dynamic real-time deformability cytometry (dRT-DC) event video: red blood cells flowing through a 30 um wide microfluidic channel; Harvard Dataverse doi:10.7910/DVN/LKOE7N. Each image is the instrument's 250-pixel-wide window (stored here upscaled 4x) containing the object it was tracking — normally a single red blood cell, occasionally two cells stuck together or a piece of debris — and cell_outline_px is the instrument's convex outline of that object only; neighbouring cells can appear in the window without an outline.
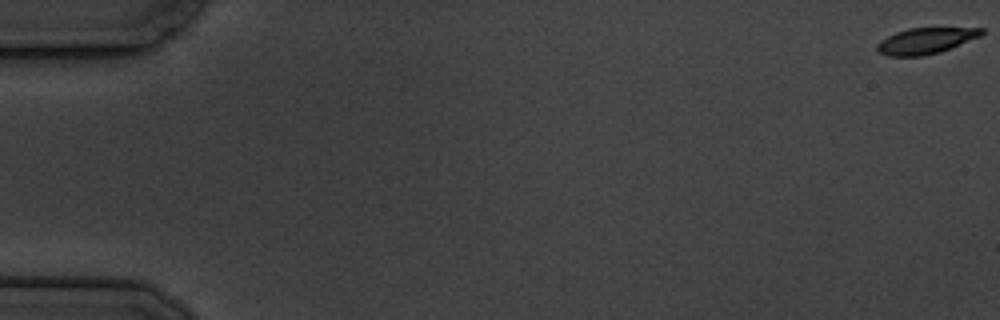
{"species": "common noctule bat (a hibernating species)", "species_latin": "Nyctalus noctula", "temperature_condition": "cold", "stored_images_in_passage": 7, "camera_frame_rate_fps": 3000, "um_per_image_px": 0.085, "animal": {"sex": "male", "body_mass_g": 19.5, "forearm_length_mm": 54.6}, "frame": {"image": 1, "passage_image": 1, "time_ms": 0.0, "image_size_px": [1000, 320], "cell_outline_px": [[984, 32], [980, 36], [940, 52], [924, 56], [888, 56], [880, 52], [876, 48], [876, 44], [880, 40], [896, 32], [908, 28], [984, 28]], "centroid_in_image_um": [78.66, 3.47], "position_along_channel_um": 6.3, "area_um2": 15.72}}
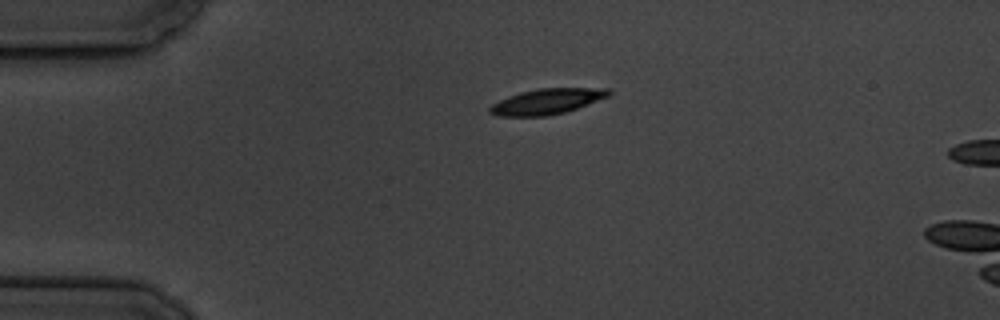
{"frame": {"image": 2, "passage_image": 5, "time_ms": 4.667, "image_size_px": [1000, 320], "cell_outline_px": [[612, 92], [608, 96], [576, 108], [564, 112], [548, 116], [496, 116], [488, 112], [488, 108], [492, 104], [508, 96], [520, 92], [536, 88], [612, 88]], "centroid_in_image_um": [46.46, 8.62], "position_along_channel_um": 38.5, "area_um2": 17.69}}